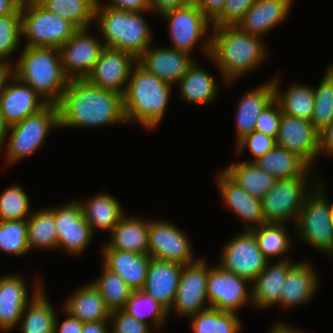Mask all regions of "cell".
Instances as JSON below:
<instances>
[{
  "label": "cell",
  "instance_id": "cell-58",
  "mask_svg": "<svg viewBox=\"0 0 333 333\" xmlns=\"http://www.w3.org/2000/svg\"><path fill=\"white\" fill-rule=\"evenodd\" d=\"M21 5L16 0H0V17L9 14H21Z\"/></svg>",
  "mask_w": 333,
  "mask_h": 333
},
{
  "label": "cell",
  "instance_id": "cell-32",
  "mask_svg": "<svg viewBox=\"0 0 333 333\" xmlns=\"http://www.w3.org/2000/svg\"><path fill=\"white\" fill-rule=\"evenodd\" d=\"M64 301L63 310L83 323L110 320L111 310L91 282L74 289Z\"/></svg>",
  "mask_w": 333,
  "mask_h": 333
},
{
  "label": "cell",
  "instance_id": "cell-30",
  "mask_svg": "<svg viewBox=\"0 0 333 333\" xmlns=\"http://www.w3.org/2000/svg\"><path fill=\"white\" fill-rule=\"evenodd\" d=\"M199 63L195 60L176 85L179 87V99L186 104L207 106L217 99L220 88L216 77Z\"/></svg>",
  "mask_w": 333,
  "mask_h": 333
},
{
  "label": "cell",
  "instance_id": "cell-9",
  "mask_svg": "<svg viewBox=\"0 0 333 333\" xmlns=\"http://www.w3.org/2000/svg\"><path fill=\"white\" fill-rule=\"evenodd\" d=\"M20 12L22 42L25 41L22 47L59 49L78 30L69 20L47 11L36 0L24 3Z\"/></svg>",
  "mask_w": 333,
  "mask_h": 333
},
{
  "label": "cell",
  "instance_id": "cell-24",
  "mask_svg": "<svg viewBox=\"0 0 333 333\" xmlns=\"http://www.w3.org/2000/svg\"><path fill=\"white\" fill-rule=\"evenodd\" d=\"M294 259L268 261L265 269L251 282L252 304L256 309L267 310L279 305L282 287Z\"/></svg>",
  "mask_w": 333,
  "mask_h": 333
},
{
  "label": "cell",
  "instance_id": "cell-59",
  "mask_svg": "<svg viewBox=\"0 0 333 333\" xmlns=\"http://www.w3.org/2000/svg\"><path fill=\"white\" fill-rule=\"evenodd\" d=\"M13 76V65L0 61V94L4 90L7 81Z\"/></svg>",
  "mask_w": 333,
  "mask_h": 333
},
{
  "label": "cell",
  "instance_id": "cell-42",
  "mask_svg": "<svg viewBox=\"0 0 333 333\" xmlns=\"http://www.w3.org/2000/svg\"><path fill=\"white\" fill-rule=\"evenodd\" d=\"M311 122L320 132L333 122V64L325 69L323 78L314 87V109Z\"/></svg>",
  "mask_w": 333,
  "mask_h": 333
},
{
  "label": "cell",
  "instance_id": "cell-39",
  "mask_svg": "<svg viewBox=\"0 0 333 333\" xmlns=\"http://www.w3.org/2000/svg\"><path fill=\"white\" fill-rule=\"evenodd\" d=\"M193 333H241L242 320L238 313L209 307L190 317Z\"/></svg>",
  "mask_w": 333,
  "mask_h": 333
},
{
  "label": "cell",
  "instance_id": "cell-29",
  "mask_svg": "<svg viewBox=\"0 0 333 333\" xmlns=\"http://www.w3.org/2000/svg\"><path fill=\"white\" fill-rule=\"evenodd\" d=\"M148 230L149 219L125 214L109 234V241L102 242L100 249L148 254Z\"/></svg>",
  "mask_w": 333,
  "mask_h": 333
},
{
  "label": "cell",
  "instance_id": "cell-35",
  "mask_svg": "<svg viewBox=\"0 0 333 333\" xmlns=\"http://www.w3.org/2000/svg\"><path fill=\"white\" fill-rule=\"evenodd\" d=\"M222 170L244 191L259 199L273 188L277 180L273 175L261 170L255 162H233Z\"/></svg>",
  "mask_w": 333,
  "mask_h": 333
},
{
  "label": "cell",
  "instance_id": "cell-16",
  "mask_svg": "<svg viewBox=\"0 0 333 333\" xmlns=\"http://www.w3.org/2000/svg\"><path fill=\"white\" fill-rule=\"evenodd\" d=\"M43 277L33 281L29 291L27 279L20 274H5L0 277V331L9 333L20 323L23 310L45 286ZM30 293V294H29Z\"/></svg>",
  "mask_w": 333,
  "mask_h": 333
},
{
  "label": "cell",
  "instance_id": "cell-41",
  "mask_svg": "<svg viewBox=\"0 0 333 333\" xmlns=\"http://www.w3.org/2000/svg\"><path fill=\"white\" fill-rule=\"evenodd\" d=\"M47 11L73 23L78 29L92 28L95 6L89 0H36Z\"/></svg>",
  "mask_w": 333,
  "mask_h": 333
},
{
  "label": "cell",
  "instance_id": "cell-44",
  "mask_svg": "<svg viewBox=\"0 0 333 333\" xmlns=\"http://www.w3.org/2000/svg\"><path fill=\"white\" fill-rule=\"evenodd\" d=\"M31 199L20 184L5 188L0 194V221H23L32 214Z\"/></svg>",
  "mask_w": 333,
  "mask_h": 333
},
{
  "label": "cell",
  "instance_id": "cell-14",
  "mask_svg": "<svg viewBox=\"0 0 333 333\" xmlns=\"http://www.w3.org/2000/svg\"><path fill=\"white\" fill-rule=\"evenodd\" d=\"M208 262L198 257L193 263L185 264L177 287L174 304L170 312L190 318L209 308L207 298Z\"/></svg>",
  "mask_w": 333,
  "mask_h": 333
},
{
  "label": "cell",
  "instance_id": "cell-18",
  "mask_svg": "<svg viewBox=\"0 0 333 333\" xmlns=\"http://www.w3.org/2000/svg\"><path fill=\"white\" fill-rule=\"evenodd\" d=\"M137 58L124 51L104 48L86 79L93 85L123 95Z\"/></svg>",
  "mask_w": 333,
  "mask_h": 333
},
{
  "label": "cell",
  "instance_id": "cell-46",
  "mask_svg": "<svg viewBox=\"0 0 333 333\" xmlns=\"http://www.w3.org/2000/svg\"><path fill=\"white\" fill-rule=\"evenodd\" d=\"M21 43V14H9L0 17V61L13 65L14 61L11 56L13 57V54L17 51L20 53Z\"/></svg>",
  "mask_w": 333,
  "mask_h": 333
},
{
  "label": "cell",
  "instance_id": "cell-6",
  "mask_svg": "<svg viewBox=\"0 0 333 333\" xmlns=\"http://www.w3.org/2000/svg\"><path fill=\"white\" fill-rule=\"evenodd\" d=\"M59 129L58 109L48 104L39 112L27 116L23 121L8 126L3 147L5 166L16 165L35 154L45 145L50 131Z\"/></svg>",
  "mask_w": 333,
  "mask_h": 333
},
{
  "label": "cell",
  "instance_id": "cell-3",
  "mask_svg": "<svg viewBox=\"0 0 333 333\" xmlns=\"http://www.w3.org/2000/svg\"><path fill=\"white\" fill-rule=\"evenodd\" d=\"M174 88L137 64L123 94L126 124L137 123L146 131H156L165 117Z\"/></svg>",
  "mask_w": 333,
  "mask_h": 333
},
{
  "label": "cell",
  "instance_id": "cell-43",
  "mask_svg": "<svg viewBox=\"0 0 333 333\" xmlns=\"http://www.w3.org/2000/svg\"><path fill=\"white\" fill-rule=\"evenodd\" d=\"M101 268V275L91 283L98 289L111 311L122 310L134 290L120 276L111 272L104 265Z\"/></svg>",
  "mask_w": 333,
  "mask_h": 333
},
{
  "label": "cell",
  "instance_id": "cell-33",
  "mask_svg": "<svg viewBox=\"0 0 333 333\" xmlns=\"http://www.w3.org/2000/svg\"><path fill=\"white\" fill-rule=\"evenodd\" d=\"M273 76L274 99L278 102L282 114L311 121L314 109V86L291 82L288 89L280 88V76ZM278 77V78H277Z\"/></svg>",
  "mask_w": 333,
  "mask_h": 333
},
{
  "label": "cell",
  "instance_id": "cell-61",
  "mask_svg": "<svg viewBox=\"0 0 333 333\" xmlns=\"http://www.w3.org/2000/svg\"><path fill=\"white\" fill-rule=\"evenodd\" d=\"M89 1L96 7L101 0H89Z\"/></svg>",
  "mask_w": 333,
  "mask_h": 333
},
{
  "label": "cell",
  "instance_id": "cell-55",
  "mask_svg": "<svg viewBox=\"0 0 333 333\" xmlns=\"http://www.w3.org/2000/svg\"><path fill=\"white\" fill-rule=\"evenodd\" d=\"M319 154L333 157V122L319 132Z\"/></svg>",
  "mask_w": 333,
  "mask_h": 333
},
{
  "label": "cell",
  "instance_id": "cell-49",
  "mask_svg": "<svg viewBox=\"0 0 333 333\" xmlns=\"http://www.w3.org/2000/svg\"><path fill=\"white\" fill-rule=\"evenodd\" d=\"M109 321L111 333H152L151 331H154L150 325L138 321L123 310L111 311Z\"/></svg>",
  "mask_w": 333,
  "mask_h": 333
},
{
  "label": "cell",
  "instance_id": "cell-23",
  "mask_svg": "<svg viewBox=\"0 0 333 333\" xmlns=\"http://www.w3.org/2000/svg\"><path fill=\"white\" fill-rule=\"evenodd\" d=\"M313 265L309 259H305L297 261L289 269L282 287L279 308L289 310L314 300L312 298H315L321 281L319 272Z\"/></svg>",
  "mask_w": 333,
  "mask_h": 333
},
{
  "label": "cell",
  "instance_id": "cell-38",
  "mask_svg": "<svg viewBox=\"0 0 333 333\" xmlns=\"http://www.w3.org/2000/svg\"><path fill=\"white\" fill-rule=\"evenodd\" d=\"M263 171L277 179L302 176L310 166L297 154L275 146L271 151L255 161Z\"/></svg>",
  "mask_w": 333,
  "mask_h": 333
},
{
  "label": "cell",
  "instance_id": "cell-26",
  "mask_svg": "<svg viewBox=\"0 0 333 333\" xmlns=\"http://www.w3.org/2000/svg\"><path fill=\"white\" fill-rule=\"evenodd\" d=\"M184 265L151 258L143 291L168 312L174 304Z\"/></svg>",
  "mask_w": 333,
  "mask_h": 333
},
{
  "label": "cell",
  "instance_id": "cell-40",
  "mask_svg": "<svg viewBox=\"0 0 333 333\" xmlns=\"http://www.w3.org/2000/svg\"><path fill=\"white\" fill-rule=\"evenodd\" d=\"M122 310L138 321L154 327V330H161L170 316L161 304L143 290L134 291Z\"/></svg>",
  "mask_w": 333,
  "mask_h": 333
},
{
  "label": "cell",
  "instance_id": "cell-4",
  "mask_svg": "<svg viewBox=\"0 0 333 333\" xmlns=\"http://www.w3.org/2000/svg\"><path fill=\"white\" fill-rule=\"evenodd\" d=\"M20 52L14 60L13 75L48 104L56 105L70 80L63 72L59 49L23 47Z\"/></svg>",
  "mask_w": 333,
  "mask_h": 333
},
{
  "label": "cell",
  "instance_id": "cell-5",
  "mask_svg": "<svg viewBox=\"0 0 333 333\" xmlns=\"http://www.w3.org/2000/svg\"><path fill=\"white\" fill-rule=\"evenodd\" d=\"M143 12H130L103 5L95 7L94 24L106 48L128 52L138 58L155 41Z\"/></svg>",
  "mask_w": 333,
  "mask_h": 333
},
{
  "label": "cell",
  "instance_id": "cell-1",
  "mask_svg": "<svg viewBox=\"0 0 333 333\" xmlns=\"http://www.w3.org/2000/svg\"><path fill=\"white\" fill-rule=\"evenodd\" d=\"M56 105L60 129L126 124L123 95L101 89L87 79L69 80Z\"/></svg>",
  "mask_w": 333,
  "mask_h": 333
},
{
  "label": "cell",
  "instance_id": "cell-60",
  "mask_svg": "<svg viewBox=\"0 0 333 333\" xmlns=\"http://www.w3.org/2000/svg\"><path fill=\"white\" fill-rule=\"evenodd\" d=\"M7 128L8 126L4 123L2 115H1V110H0V153L3 152V147L5 146V137L7 133Z\"/></svg>",
  "mask_w": 333,
  "mask_h": 333
},
{
  "label": "cell",
  "instance_id": "cell-19",
  "mask_svg": "<svg viewBox=\"0 0 333 333\" xmlns=\"http://www.w3.org/2000/svg\"><path fill=\"white\" fill-rule=\"evenodd\" d=\"M276 145L301 157L314 168L319 154V132L311 121L282 114Z\"/></svg>",
  "mask_w": 333,
  "mask_h": 333
},
{
  "label": "cell",
  "instance_id": "cell-11",
  "mask_svg": "<svg viewBox=\"0 0 333 333\" xmlns=\"http://www.w3.org/2000/svg\"><path fill=\"white\" fill-rule=\"evenodd\" d=\"M207 298L209 306L220 311L237 313L245 305L253 307L251 282L219 264L208 266Z\"/></svg>",
  "mask_w": 333,
  "mask_h": 333
},
{
  "label": "cell",
  "instance_id": "cell-51",
  "mask_svg": "<svg viewBox=\"0 0 333 333\" xmlns=\"http://www.w3.org/2000/svg\"><path fill=\"white\" fill-rule=\"evenodd\" d=\"M104 2L98 5L130 12L149 11V0H105Z\"/></svg>",
  "mask_w": 333,
  "mask_h": 333
},
{
  "label": "cell",
  "instance_id": "cell-56",
  "mask_svg": "<svg viewBox=\"0 0 333 333\" xmlns=\"http://www.w3.org/2000/svg\"><path fill=\"white\" fill-rule=\"evenodd\" d=\"M82 333H111L110 321L100 320L84 323Z\"/></svg>",
  "mask_w": 333,
  "mask_h": 333
},
{
  "label": "cell",
  "instance_id": "cell-17",
  "mask_svg": "<svg viewBox=\"0 0 333 333\" xmlns=\"http://www.w3.org/2000/svg\"><path fill=\"white\" fill-rule=\"evenodd\" d=\"M89 31V28L78 29L59 48L63 72L70 80L86 79L105 48L99 34L92 35Z\"/></svg>",
  "mask_w": 333,
  "mask_h": 333
},
{
  "label": "cell",
  "instance_id": "cell-37",
  "mask_svg": "<svg viewBox=\"0 0 333 333\" xmlns=\"http://www.w3.org/2000/svg\"><path fill=\"white\" fill-rule=\"evenodd\" d=\"M288 224L285 223H264L249 230L255 237L258 247L268 260L282 261L291 259L286 255L292 248V234L287 232ZM288 252V253H287Z\"/></svg>",
  "mask_w": 333,
  "mask_h": 333
},
{
  "label": "cell",
  "instance_id": "cell-50",
  "mask_svg": "<svg viewBox=\"0 0 333 333\" xmlns=\"http://www.w3.org/2000/svg\"><path fill=\"white\" fill-rule=\"evenodd\" d=\"M281 117L280 105L274 99L259 115L255 131L277 138Z\"/></svg>",
  "mask_w": 333,
  "mask_h": 333
},
{
  "label": "cell",
  "instance_id": "cell-48",
  "mask_svg": "<svg viewBox=\"0 0 333 333\" xmlns=\"http://www.w3.org/2000/svg\"><path fill=\"white\" fill-rule=\"evenodd\" d=\"M257 0H225L221 13L211 22L212 27L236 26Z\"/></svg>",
  "mask_w": 333,
  "mask_h": 333
},
{
  "label": "cell",
  "instance_id": "cell-57",
  "mask_svg": "<svg viewBox=\"0 0 333 333\" xmlns=\"http://www.w3.org/2000/svg\"><path fill=\"white\" fill-rule=\"evenodd\" d=\"M267 333H308L306 330L297 328L294 325L287 324L285 321L274 322V325Z\"/></svg>",
  "mask_w": 333,
  "mask_h": 333
},
{
  "label": "cell",
  "instance_id": "cell-54",
  "mask_svg": "<svg viewBox=\"0 0 333 333\" xmlns=\"http://www.w3.org/2000/svg\"><path fill=\"white\" fill-rule=\"evenodd\" d=\"M212 22L222 11L225 0H192Z\"/></svg>",
  "mask_w": 333,
  "mask_h": 333
},
{
  "label": "cell",
  "instance_id": "cell-28",
  "mask_svg": "<svg viewBox=\"0 0 333 333\" xmlns=\"http://www.w3.org/2000/svg\"><path fill=\"white\" fill-rule=\"evenodd\" d=\"M102 265L120 276L134 291L142 290L145 284L151 256L116 249H100Z\"/></svg>",
  "mask_w": 333,
  "mask_h": 333
},
{
  "label": "cell",
  "instance_id": "cell-7",
  "mask_svg": "<svg viewBox=\"0 0 333 333\" xmlns=\"http://www.w3.org/2000/svg\"><path fill=\"white\" fill-rule=\"evenodd\" d=\"M329 201L325 183L321 181L305 198L293 234L319 253L333 258L332 202Z\"/></svg>",
  "mask_w": 333,
  "mask_h": 333
},
{
  "label": "cell",
  "instance_id": "cell-2",
  "mask_svg": "<svg viewBox=\"0 0 333 333\" xmlns=\"http://www.w3.org/2000/svg\"><path fill=\"white\" fill-rule=\"evenodd\" d=\"M263 38L243 32L238 26L212 27L207 59L219 72L220 82L231 87L247 73L263 66L269 51Z\"/></svg>",
  "mask_w": 333,
  "mask_h": 333
},
{
  "label": "cell",
  "instance_id": "cell-34",
  "mask_svg": "<svg viewBox=\"0 0 333 333\" xmlns=\"http://www.w3.org/2000/svg\"><path fill=\"white\" fill-rule=\"evenodd\" d=\"M27 222V241L29 252L57 251V232L54 219V206L33 210Z\"/></svg>",
  "mask_w": 333,
  "mask_h": 333
},
{
  "label": "cell",
  "instance_id": "cell-8",
  "mask_svg": "<svg viewBox=\"0 0 333 333\" xmlns=\"http://www.w3.org/2000/svg\"><path fill=\"white\" fill-rule=\"evenodd\" d=\"M312 169L310 167L302 176L276 180L273 188L261 198L266 223L294 226L305 198L322 181Z\"/></svg>",
  "mask_w": 333,
  "mask_h": 333
},
{
  "label": "cell",
  "instance_id": "cell-62",
  "mask_svg": "<svg viewBox=\"0 0 333 333\" xmlns=\"http://www.w3.org/2000/svg\"><path fill=\"white\" fill-rule=\"evenodd\" d=\"M21 6L29 0H16Z\"/></svg>",
  "mask_w": 333,
  "mask_h": 333
},
{
  "label": "cell",
  "instance_id": "cell-22",
  "mask_svg": "<svg viewBox=\"0 0 333 333\" xmlns=\"http://www.w3.org/2000/svg\"><path fill=\"white\" fill-rule=\"evenodd\" d=\"M47 105L44 98L14 75L7 81L0 94L1 115L7 126L23 121Z\"/></svg>",
  "mask_w": 333,
  "mask_h": 333
},
{
  "label": "cell",
  "instance_id": "cell-20",
  "mask_svg": "<svg viewBox=\"0 0 333 333\" xmlns=\"http://www.w3.org/2000/svg\"><path fill=\"white\" fill-rule=\"evenodd\" d=\"M153 44L137 58V64L160 80L176 86L196 58L171 47Z\"/></svg>",
  "mask_w": 333,
  "mask_h": 333
},
{
  "label": "cell",
  "instance_id": "cell-52",
  "mask_svg": "<svg viewBox=\"0 0 333 333\" xmlns=\"http://www.w3.org/2000/svg\"><path fill=\"white\" fill-rule=\"evenodd\" d=\"M192 0H149V11L151 14L154 12L158 15L184 7L191 3Z\"/></svg>",
  "mask_w": 333,
  "mask_h": 333
},
{
  "label": "cell",
  "instance_id": "cell-15",
  "mask_svg": "<svg viewBox=\"0 0 333 333\" xmlns=\"http://www.w3.org/2000/svg\"><path fill=\"white\" fill-rule=\"evenodd\" d=\"M54 219L57 232V249L68 255L81 256L92 243L93 233L83 217L82 208L75 198L63 205H55Z\"/></svg>",
  "mask_w": 333,
  "mask_h": 333
},
{
  "label": "cell",
  "instance_id": "cell-45",
  "mask_svg": "<svg viewBox=\"0 0 333 333\" xmlns=\"http://www.w3.org/2000/svg\"><path fill=\"white\" fill-rule=\"evenodd\" d=\"M0 252L23 257L28 255L27 222L9 220L0 221Z\"/></svg>",
  "mask_w": 333,
  "mask_h": 333
},
{
  "label": "cell",
  "instance_id": "cell-25",
  "mask_svg": "<svg viewBox=\"0 0 333 333\" xmlns=\"http://www.w3.org/2000/svg\"><path fill=\"white\" fill-rule=\"evenodd\" d=\"M295 0H257L236 25L243 32L263 38L290 15Z\"/></svg>",
  "mask_w": 333,
  "mask_h": 333
},
{
  "label": "cell",
  "instance_id": "cell-36",
  "mask_svg": "<svg viewBox=\"0 0 333 333\" xmlns=\"http://www.w3.org/2000/svg\"><path fill=\"white\" fill-rule=\"evenodd\" d=\"M43 287L23 310L18 329L21 333H54L58 311L47 297Z\"/></svg>",
  "mask_w": 333,
  "mask_h": 333
},
{
  "label": "cell",
  "instance_id": "cell-21",
  "mask_svg": "<svg viewBox=\"0 0 333 333\" xmlns=\"http://www.w3.org/2000/svg\"><path fill=\"white\" fill-rule=\"evenodd\" d=\"M218 171L215 179L217 190L232 214L234 213L240 221H243L244 229L242 230H251L266 223L261 199L244 191L222 169Z\"/></svg>",
  "mask_w": 333,
  "mask_h": 333
},
{
  "label": "cell",
  "instance_id": "cell-12",
  "mask_svg": "<svg viewBox=\"0 0 333 333\" xmlns=\"http://www.w3.org/2000/svg\"><path fill=\"white\" fill-rule=\"evenodd\" d=\"M225 243L217 262L227 272L252 282L265 269L268 260L249 230L240 231Z\"/></svg>",
  "mask_w": 333,
  "mask_h": 333
},
{
  "label": "cell",
  "instance_id": "cell-53",
  "mask_svg": "<svg viewBox=\"0 0 333 333\" xmlns=\"http://www.w3.org/2000/svg\"><path fill=\"white\" fill-rule=\"evenodd\" d=\"M65 315H67L61 323L59 322V317L56 316L55 323H54V333H82L83 329V322L77 318H73L64 310H62ZM58 317V318H57Z\"/></svg>",
  "mask_w": 333,
  "mask_h": 333
},
{
  "label": "cell",
  "instance_id": "cell-31",
  "mask_svg": "<svg viewBox=\"0 0 333 333\" xmlns=\"http://www.w3.org/2000/svg\"><path fill=\"white\" fill-rule=\"evenodd\" d=\"M77 200L82 208L83 217L94 234L99 229L110 234L126 214L119 200L110 193L101 192L91 198Z\"/></svg>",
  "mask_w": 333,
  "mask_h": 333
},
{
  "label": "cell",
  "instance_id": "cell-47",
  "mask_svg": "<svg viewBox=\"0 0 333 333\" xmlns=\"http://www.w3.org/2000/svg\"><path fill=\"white\" fill-rule=\"evenodd\" d=\"M276 146V138L269 135L253 131L239 140L235 146V154L242 155L246 150H249L251 156L250 160L246 162H255L257 159L271 151ZM246 149V150H245Z\"/></svg>",
  "mask_w": 333,
  "mask_h": 333
},
{
  "label": "cell",
  "instance_id": "cell-13",
  "mask_svg": "<svg viewBox=\"0 0 333 333\" xmlns=\"http://www.w3.org/2000/svg\"><path fill=\"white\" fill-rule=\"evenodd\" d=\"M190 241L185 232L173 222L149 219L148 254L151 258L182 265L193 263L197 259Z\"/></svg>",
  "mask_w": 333,
  "mask_h": 333
},
{
  "label": "cell",
  "instance_id": "cell-63",
  "mask_svg": "<svg viewBox=\"0 0 333 333\" xmlns=\"http://www.w3.org/2000/svg\"><path fill=\"white\" fill-rule=\"evenodd\" d=\"M331 219H332V224H333V202H332V209H331Z\"/></svg>",
  "mask_w": 333,
  "mask_h": 333
},
{
  "label": "cell",
  "instance_id": "cell-27",
  "mask_svg": "<svg viewBox=\"0 0 333 333\" xmlns=\"http://www.w3.org/2000/svg\"><path fill=\"white\" fill-rule=\"evenodd\" d=\"M274 100L271 78L265 83L243 93L235 112V144L255 131L257 119L266 106Z\"/></svg>",
  "mask_w": 333,
  "mask_h": 333
},
{
  "label": "cell",
  "instance_id": "cell-10",
  "mask_svg": "<svg viewBox=\"0 0 333 333\" xmlns=\"http://www.w3.org/2000/svg\"><path fill=\"white\" fill-rule=\"evenodd\" d=\"M160 16L168 22L171 48L192 55L199 44L201 56L203 54L205 59L209 56L211 21L193 1L184 7L167 11Z\"/></svg>",
  "mask_w": 333,
  "mask_h": 333
}]
</instances>
